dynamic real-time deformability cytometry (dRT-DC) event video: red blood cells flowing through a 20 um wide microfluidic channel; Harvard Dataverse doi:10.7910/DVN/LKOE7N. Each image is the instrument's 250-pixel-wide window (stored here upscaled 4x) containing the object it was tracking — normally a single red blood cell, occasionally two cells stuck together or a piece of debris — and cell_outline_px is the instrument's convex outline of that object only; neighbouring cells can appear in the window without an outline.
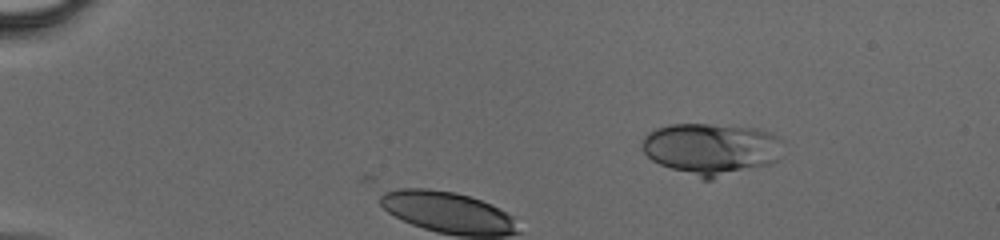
{"species": "human", "species_latin": "Homo sapiens", "temperature_condition": "cold", "stored_images_in_passage": 28, "camera_frame_rate_fps": 3000, "um_per_image_px": 0.085, "donor": {"sex": "male"}, "frame": {"image": 1, "passage_image": 2, "time_ms": 0.333, "image_size_px": [1000, 240], "cell_outline_px": [[784, 156], [780, 160], [772, 164], [712, 180], [700, 180], [660, 164], [652, 160], [644, 152], [644, 136], [648, 132], [656, 128], [672, 124], [708, 124], [756, 128], [772, 132], [784, 140]], "centroid_in_image_um": [60.57, 12.68], "position_along_channel_um": 24.4, "area_um2": 43.47}}
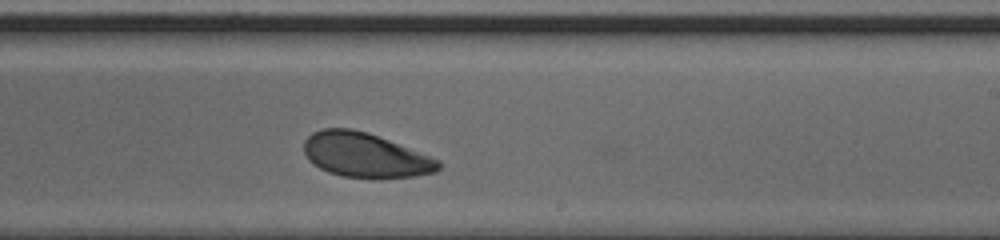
{"frame": {"image": 2, "passage_image": 19, "time_ms": 6.0, "image_size_px": [1000, 240], "cell_outline_px": [[440, 168], [436, 172], [416, 176], [380, 180], [372, 180], [344, 176], [328, 172], [320, 168], [308, 160], [304, 152], [304, 140], [312, 132], [320, 128], [352, 128], [368, 132], [440, 160]], "centroid_in_image_um": [31.04, 13.21], "position_along_channel_um": 258.0, "area_um2": 35.49}}
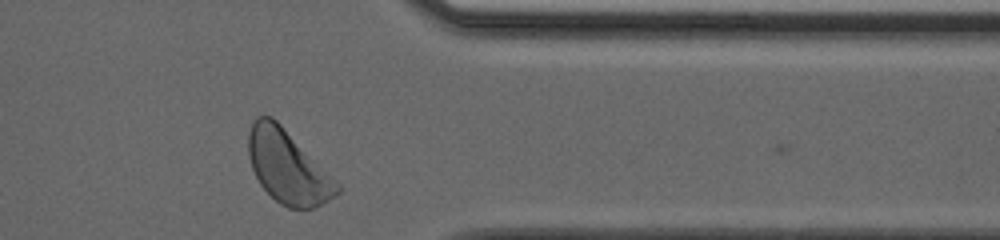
{"frame": {"image": 3, "passage_image": 28, "time_ms": 9.0, "image_size_px": [1000, 240], "cell_outline_px": [[340, 192], [316, 208], [288, 208], [280, 204], [260, 184], [252, 168], [248, 156], [248, 132], [252, 120], [256, 116], [272, 116], [340, 184]], "centroid_in_image_um": [24.44, 14.18], "position_along_channel_um": 387.0, "area_um2": 37.4}}